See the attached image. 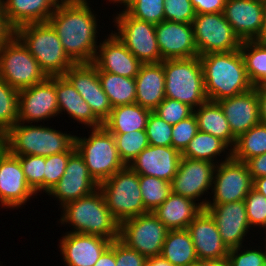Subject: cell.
<instances>
[{"instance_id":"obj_1","label":"cell","mask_w":266,"mask_h":266,"mask_svg":"<svg viewBox=\"0 0 266 266\" xmlns=\"http://www.w3.org/2000/svg\"><path fill=\"white\" fill-rule=\"evenodd\" d=\"M90 0H61L48 22L68 57L75 63H93L100 39L98 15ZM93 10V11H92ZM98 41V42H97Z\"/></svg>"},{"instance_id":"obj_2","label":"cell","mask_w":266,"mask_h":266,"mask_svg":"<svg viewBox=\"0 0 266 266\" xmlns=\"http://www.w3.org/2000/svg\"><path fill=\"white\" fill-rule=\"evenodd\" d=\"M199 58L209 101L218 102L254 87L248 79L240 49L232 52L208 53Z\"/></svg>"},{"instance_id":"obj_3","label":"cell","mask_w":266,"mask_h":266,"mask_svg":"<svg viewBox=\"0 0 266 266\" xmlns=\"http://www.w3.org/2000/svg\"><path fill=\"white\" fill-rule=\"evenodd\" d=\"M61 208L58 222L72 227L68 232L96 235L111 241L119 239L120 223L109 211L99 188Z\"/></svg>"},{"instance_id":"obj_4","label":"cell","mask_w":266,"mask_h":266,"mask_svg":"<svg viewBox=\"0 0 266 266\" xmlns=\"http://www.w3.org/2000/svg\"><path fill=\"white\" fill-rule=\"evenodd\" d=\"M42 124L17 122L6 132V149L16 156L42 157L76 151L74 133Z\"/></svg>"},{"instance_id":"obj_5","label":"cell","mask_w":266,"mask_h":266,"mask_svg":"<svg viewBox=\"0 0 266 266\" xmlns=\"http://www.w3.org/2000/svg\"><path fill=\"white\" fill-rule=\"evenodd\" d=\"M13 33L26 46L48 77L64 75L75 64L65 53L55 29L49 22L26 24Z\"/></svg>"},{"instance_id":"obj_6","label":"cell","mask_w":266,"mask_h":266,"mask_svg":"<svg viewBox=\"0 0 266 266\" xmlns=\"http://www.w3.org/2000/svg\"><path fill=\"white\" fill-rule=\"evenodd\" d=\"M163 66L166 98L178 100L194 110L208 100L199 56L165 59Z\"/></svg>"},{"instance_id":"obj_7","label":"cell","mask_w":266,"mask_h":266,"mask_svg":"<svg viewBox=\"0 0 266 266\" xmlns=\"http://www.w3.org/2000/svg\"><path fill=\"white\" fill-rule=\"evenodd\" d=\"M89 131L88 138L75 135V148L90 175L100 184L126 165L120 159L113 134L103 126Z\"/></svg>"},{"instance_id":"obj_8","label":"cell","mask_w":266,"mask_h":266,"mask_svg":"<svg viewBox=\"0 0 266 266\" xmlns=\"http://www.w3.org/2000/svg\"><path fill=\"white\" fill-rule=\"evenodd\" d=\"M106 206L119 222L148 213L144 207L139 175L129 166L99 184Z\"/></svg>"},{"instance_id":"obj_9","label":"cell","mask_w":266,"mask_h":266,"mask_svg":"<svg viewBox=\"0 0 266 266\" xmlns=\"http://www.w3.org/2000/svg\"><path fill=\"white\" fill-rule=\"evenodd\" d=\"M0 78L20 91L44 82L48 76L13 33L0 48Z\"/></svg>"},{"instance_id":"obj_10","label":"cell","mask_w":266,"mask_h":266,"mask_svg":"<svg viewBox=\"0 0 266 266\" xmlns=\"http://www.w3.org/2000/svg\"><path fill=\"white\" fill-rule=\"evenodd\" d=\"M116 13L112 23L117 30L112 32L129 51L142 64L162 62L155 33L156 25L132 17L124 9Z\"/></svg>"},{"instance_id":"obj_11","label":"cell","mask_w":266,"mask_h":266,"mask_svg":"<svg viewBox=\"0 0 266 266\" xmlns=\"http://www.w3.org/2000/svg\"><path fill=\"white\" fill-rule=\"evenodd\" d=\"M169 229L148 212L120 223L119 240L147 259L160 256Z\"/></svg>"},{"instance_id":"obj_12","label":"cell","mask_w":266,"mask_h":266,"mask_svg":"<svg viewBox=\"0 0 266 266\" xmlns=\"http://www.w3.org/2000/svg\"><path fill=\"white\" fill-rule=\"evenodd\" d=\"M192 26L199 56L240 49L242 41L234 33L223 12L196 14Z\"/></svg>"},{"instance_id":"obj_13","label":"cell","mask_w":266,"mask_h":266,"mask_svg":"<svg viewBox=\"0 0 266 266\" xmlns=\"http://www.w3.org/2000/svg\"><path fill=\"white\" fill-rule=\"evenodd\" d=\"M253 188V179L245 162L230 158L216 165L207 204L244 200ZM212 200V201H211Z\"/></svg>"},{"instance_id":"obj_14","label":"cell","mask_w":266,"mask_h":266,"mask_svg":"<svg viewBox=\"0 0 266 266\" xmlns=\"http://www.w3.org/2000/svg\"><path fill=\"white\" fill-rule=\"evenodd\" d=\"M215 167L216 164L207 160L181 157L177 173L170 182L171 192L189 198L205 209L208 197L203 198V195L210 194Z\"/></svg>"},{"instance_id":"obj_15","label":"cell","mask_w":266,"mask_h":266,"mask_svg":"<svg viewBox=\"0 0 266 266\" xmlns=\"http://www.w3.org/2000/svg\"><path fill=\"white\" fill-rule=\"evenodd\" d=\"M58 116L56 76L19 91L18 122L44 123Z\"/></svg>"},{"instance_id":"obj_16","label":"cell","mask_w":266,"mask_h":266,"mask_svg":"<svg viewBox=\"0 0 266 266\" xmlns=\"http://www.w3.org/2000/svg\"><path fill=\"white\" fill-rule=\"evenodd\" d=\"M99 188V184L90 175L83 157L77 150L69 157L65 173L58 183L46 194L55 199L58 209L65 204L85 197Z\"/></svg>"},{"instance_id":"obj_17","label":"cell","mask_w":266,"mask_h":266,"mask_svg":"<svg viewBox=\"0 0 266 266\" xmlns=\"http://www.w3.org/2000/svg\"><path fill=\"white\" fill-rule=\"evenodd\" d=\"M34 196L37 194L28 185L18 156L6 149L0 155V207L19 209Z\"/></svg>"},{"instance_id":"obj_18","label":"cell","mask_w":266,"mask_h":266,"mask_svg":"<svg viewBox=\"0 0 266 266\" xmlns=\"http://www.w3.org/2000/svg\"><path fill=\"white\" fill-rule=\"evenodd\" d=\"M77 92L89 104L94 115L103 123L113 109L102 89L97 67L93 63H78L64 74Z\"/></svg>"},{"instance_id":"obj_19","label":"cell","mask_w":266,"mask_h":266,"mask_svg":"<svg viewBox=\"0 0 266 266\" xmlns=\"http://www.w3.org/2000/svg\"><path fill=\"white\" fill-rule=\"evenodd\" d=\"M205 209L215 220L222 242L228 249L242 246L249 239L250 230L255 231L249 225L244 200L207 204Z\"/></svg>"},{"instance_id":"obj_20","label":"cell","mask_w":266,"mask_h":266,"mask_svg":"<svg viewBox=\"0 0 266 266\" xmlns=\"http://www.w3.org/2000/svg\"><path fill=\"white\" fill-rule=\"evenodd\" d=\"M223 15L241 41H261L263 0H226Z\"/></svg>"},{"instance_id":"obj_21","label":"cell","mask_w":266,"mask_h":266,"mask_svg":"<svg viewBox=\"0 0 266 266\" xmlns=\"http://www.w3.org/2000/svg\"><path fill=\"white\" fill-rule=\"evenodd\" d=\"M100 42L93 64L98 71L135 78L142 63L112 31Z\"/></svg>"},{"instance_id":"obj_22","label":"cell","mask_w":266,"mask_h":266,"mask_svg":"<svg viewBox=\"0 0 266 266\" xmlns=\"http://www.w3.org/2000/svg\"><path fill=\"white\" fill-rule=\"evenodd\" d=\"M59 239L60 254L65 266H94L111 240L89 234L65 232Z\"/></svg>"},{"instance_id":"obj_23","label":"cell","mask_w":266,"mask_h":266,"mask_svg":"<svg viewBox=\"0 0 266 266\" xmlns=\"http://www.w3.org/2000/svg\"><path fill=\"white\" fill-rule=\"evenodd\" d=\"M155 33L163 60L199 56L192 23L164 20L155 26Z\"/></svg>"},{"instance_id":"obj_24","label":"cell","mask_w":266,"mask_h":266,"mask_svg":"<svg viewBox=\"0 0 266 266\" xmlns=\"http://www.w3.org/2000/svg\"><path fill=\"white\" fill-rule=\"evenodd\" d=\"M198 260L212 261L228 257L229 249L222 242L219 229L210 213L203 209L187 228Z\"/></svg>"},{"instance_id":"obj_25","label":"cell","mask_w":266,"mask_h":266,"mask_svg":"<svg viewBox=\"0 0 266 266\" xmlns=\"http://www.w3.org/2000/svg\"><path fill=\"white\" fill-rule=\"evenodd\" d=\"M181 153L172 146H147L128 166L138 175L171 182L177 173Z\"/></svg>"},{"instance_id":"obj_26","label":"cell","mask_w":266,"mask_h":266,"mask_svg":"<svg viewBox=\"0 0 266 266\" xmlns=\"http://www.w3.org/2000/svg\"><path fill=\"white\" fill-rule=\"evenodd\" d=\"M232 134L237 138L260 123L259 99L256 86L250 90L217 102Z\"/></svg>"},{"instance_id":"obj_27","label":"cell","mask_w":266,"mask_h":266,"mask_svg":"<svg viewBox=\"0 0 266 266\" xmlns=\"http://www.w3.org/2000/svg\"><path fill=\"white\" fill-rule=\"evenodd\" d=\"M56 96L60 114L73 119L85 128H99L103 123L94 115L89 104L77 92L71 82L64 76H56Z\"/></svg>"},{"instance_id":"obj_28","label":"cell","mask_w":266,"mask_h":266,"mask_svg":"<svg viewBox=\"0 0 266 266\" xmlns=\"http://www.w3.org/2000/svg\"><path fill=\"white\" fill-rule=\"evenodd\" d=\"M61 0H3L4 18L12 31L32 23L48 22Z\"/></svg>"},{"instance_id":"obj_29","label":"cell","mask_w":266,"mask_h":266,"mask_svg":"<svg viewBox=\"0 0 266 266\" xmlns=\"http://www.w3.org/2000/svg\"><path fill=\"white\" fill-rule=\"evenodd\" d=\"M135 83V103L153 111L165 99L163 61L142 64L139 73L135 76Z\"/></svg>"},{"instance_id":"obj_30","label":"cell","mask_w":266,"mask_h":266,"mask_svg":"<svg viewBox=\"0 0 266 266\" xmlns=\"http://www.w3.org/2000/svg\"><path fill=\"white\" fill-rule=\"evenodd\" d=\"M203 210L193 200L170 193L168 198L152 213L169 229H187L190 222Z\"/></svg>"},{"instance_id":"obj_31","label":"cell","mask_w":266,"mask_h":266,"mask_svg":"<svg viewBox=\"0 0 266 266\" xmlns=\"http://www.w3.org/2000/svg\"><path fill=\"white\" fill-rule=\"evenodd\" d=\"M194 115L199 131L220 138L231 149L234 147L236 137L232 134L229 123L217 102L207 100L194 110Z\"/></svg>"},{"instance_id":"obj_32","label":"cell","mask_w":266,"mask_h":266,"mask_svg":"<svg viewBox=\"0 0 266 266\" xmlns=\"http://www.w3.org/2000/svg\"><path fill=\"white\" fill-rule=\"evenodd\" d=\"M181 157L207 160L217 165L232 157V149L220 138L198 131L181 153Z\"/></svg>"},{"instance_id":"obj_33","label":"cell","mask_w":266,"mask_h":266,"mask_svg":"<svg viewBox=\"0 0 266 266\" xmlns=\"http://www.w3.org/2000/svg\"><path fill=\"white\" fill-rule=\"evenodd\" d=\"M151 110L134 103L113 107L103 127L110 133L145 130Z\"/></svg>"},{"instance_id":"obj_34","label":"cell","mask_w":266,"mask_h":266,"mask_svg":"<svg viewBox=\"0 0 266 266\" xmlns=\"http://www.w3.org/2000/svg\"><path fill=\"white\" fill-rule=\"evenodd\" d=\"M161 256L174 266H190L196 262L198 257L189 231L169 230Z\"/></svg>"},{"instance_id":"obj_35","label":"cell","mask_w":266,"mask_h":266,"mask_svg":"<svg viewBox=\"0 0 266 266\" xmlns=\"http://www.w3.org/2000/svg\"><path fill=\"white\" fill-rule=\"evenodd\" d=\"M98 76L102 89L108 96L112 107L135 103V78H128L104 71H98Z\"/></svg>"},{"instance_id":"obj_36","label":"cell","mask_w":266,"mask_h":266,"mask_svg":"<svg viewBox=\"0 0 266 266\" xmlns=\"http://www.w3.org/2000/svg\"><path fill=\"white\" fill-rule=\"evenodd\" d=\"M240 52L250 83L254 87L266 84V42L259 40L242 41Z\"/></svg>"},{"instance_id":"obj_37","label":"cell","mask_w":266,"mask_h":266,"mask_svg":"<svg viewBox=\"0 0 266 266\" xmlns=\"http://www.w3.org/2000/svg\"><path fill=\"white\" fill-rule=\"evenodd\" d=\"M266 153V124L259 123L236 138L232 158L246 162L248 159Z\"/></svg>"},{"instance_id":"obj_38","label":"cell","mask_w":266,"mask_h":266,"mask_svg":"<svg viewBox=\"0 0 266 266\" xmlns=\"http://www.w3.org/2000/svg\"><path fill=\"white\" fill-rule=\"evenodd\" d=\"M139 184L144 207L148 212H153L171 193V183L156 177L139 175Z\"/></svg>"},{"instance_id":"obj_39","label":"cell","mask_w":266,"mask_h":266,"mask_svg":"<svg viewBox=\"0 0 266 266\" xmlns=\"http://www.w3.org/2000/svg\"><path fill=\"white\" fill-rule=\"evenodd\" d=\"M111 134L114 136L120 159L127 166L149 146L145 130Z\"/></svg>"},{"instance_id":"obj_40","label":"cell","mask_w":266,"mask_h":266,"mask_svg":"<svg viewBox=\"0 0 266 266\" xmlns=\"http://www.w3.org/2000/svg\"><path fill=\"white\" fill-rule=\"evenodd\" d=\"M19 91L0 78V129L7 132L18 122Z\"/></svg>"},{"instance_id":"obj_41","label":"cell","mask_w":266,"mask_h":266,"mask_svg":"<svg viewBox=\"0 0 266 266\" xmlns=\"http://www.w3.org/2000/svg\"><path fill=\"white\" fill-rule=\"evenodd\" d=\"M125 11L132 17L154 25L165 20L164 0H133Z\"/></svg>"},{"instance_id":"obj_42","label":"cell","mask_w":266,"mask_h":266,"mask_svg":"<svg viewBox=\"0 0 266 266\" xmlns=\"http://www.w3.org/2000/svg\"><path fill=\"white\" fill-rule=\"evenodd\" d=\"M28 185L38 195H44V169L46 158L42 156H18Z\"/></svg>"},{"instance_id":"obj_43","label":"cell","mask_w":266,"mask_h":266,"mask_svg":"<svg viewBox=\"0 0 266 266\" xmlns=\"http://www.w3.org/2000/svg\"><path fill=\"white\" fill-rule=\"evenodd\" d=\"M244 247V248H243ZM254 247V248H253ZM245 247L242 245L237 248L229 249L228 261L230 266H265L266 265V249L258 246ZM246 248V249H245Z\"/></svg>"},{"instance_id":"obj_44","label":"cell","mask_w":266,"mask_h":266,"mask_svg":"<svg viewBox=\"0 0 266 266\" xmlns=\"http://www.w3.org/2000/svg\"><path fill=\"white\" fill-rule=\"evenodd\" d=\"M244 202L251 229L259 227L266 231V197L252 188Z\"/></svg>"},{"instance_id":"obj_45","label":"cell","mask_w":266,"mask_h":266,"mask_svg":"<svg viewBox=\"0 0 266 266\" xmlns=\"http://www.w3.org/2000/svg\"><path fill=\"white\" fill-rule=\"evenodd\" d=\"M145 131L149 145L172 146V125L168 124L153 111L149 114Z\"/></svg>"},{"instance_id":"obj_46","label":"cell","mask_w":266,"mask_h":266,"mask_svg":"<svg viewBox=\"0 0 266 266\" xmlns=\"http://www.w3.org/2000/svg\"><path fill=\"white\" fill-rule=\"evenodd\" d=\"M74 152H61L49 155L46 158L44 169V193L47 194L61 179L65 173V169L69 157Z\"/></svg>"},{"instance_id":"obj_47","label":"cell","mask_w":266,"mask_h":266,"mask_svg":"<svg viewBox=\"0 0 266 266\" xmlns=\"http://www.w3.org/2000/svg\"><path fill=\"white\" fill-rule=\"evenodd\" d=\"M153 112L173 126L193 115L194 109L178 100L165 97Z\"/></svg>"},{"instance_id":"obj_48","label":"cell","mask_w":266,"mask_h":266,"mask_svg":"<svg viewBox=\"0 0 266 266\" xmlns=\"http://www.w3.org/2000/svg\"><path fill=\"white\" fill-rule=\"evenodd\" d=\"M196 116L193 114L172 126V147L182 153L198 132Z\"/></svg>"},{"instance_id":"obj_49","label":"cell","mask_w":266,"mask_h":266,"mask_svg":"<svg viewBox=\"0 0 266 266\" xmlns=\"http://www.w3.org/2000/svg\"><path fill=\"white\" fill-rule=\"evenodd\" d=\"M195 15L191 0H164L165 20L192 23Z\"/></svg>"},{"instance_id":"obj_50","label":"cell","mask_w":266,"mask_h":266,"mask_svg":"<svg viewBox=\"0 0 266 266\" xmlns=\"http://www.w3.org/2000/svg\"><path fill=\"white\" fill-rule=\"evenodd\" d=\"M110 247L115 252L116 266H145L147 263L145 256L127 247L119 239L112 241Z\"/></svg>"},{"instance_id":"obj_51","label":"cell","mask_w":266,"mask_h":266,"mask_svg":"<svg viewBox=\"0 0 266 266\" xmlns=\"http://www.w3.org/2000/svg\"><path fill=\"white\" fill-rule=\"evenodd\" d=\"M226 0H191L195 14L221 13Z\"/></svg>"},{"instance_id":"obj_52","label":"cell","mask_w":266,"mask_h":266,"mask_svg":"<svg viewBox=\"0 0 266 266\" xmlns=\"http://www.w3.org/2000/svg\"><path fill=\"white\" fill-rule=\"evenodd\" d=\"M245 163L252 179L266 176V153L252 157Z\"/></svg>"},{"instance_id":"obj_53","label":"cell","mask_w":266,"mask_h":266,"mask_svg":"<svg viewBox=\"0 0 266 266\" xmlns=\"http://www.w3.org/2000/svg\"><path fill=\"white\" fill-rule=\"evenodd\" d=\"M13 34L4 18L3 0H0V48L5 41Z\"/></svg>"},{"instance_id":"obj_54","label":"cell","mask_w":266,"mask_h":266,"mask_svg":"<svg viewBox=\"0 0 266 266\" xmlns=\"http://www.w3.org/2000/svg\"><path fill=\"white\" fill-rule=\"evenodd\" d=\"M256 91L259 99L260 123L266 124V86L258 85Z\"/></svg>"},{"instance_id":"obj_55","label":"cell","mask_w":266,"mask_h":266,"mask_svg":"<svg viewBox=\"0 0 266 266\" xmlns=\"http://www.w3.org/2000/svg\"><path fill=\"white\" fill-rule=\"evenodd\" d=\"M94 266H116L114 250L109 246L97 260Z\"/></svg>"},{"instance_id":"obj_56","label":"cell","mask_w":266,"mask_h":266,"mask_svg":"<svg viewBox=\"0 0 266 266\" xmlns=\"http://www.w3.org/2000/svg\"><path fill=\"white\" fill-rule=\"evenodd\" d=\"M253 188L266 197V176L253 179Z\"/></svg>"},{"instance_id":"obj_57","label":"cell","mask_w":266,"mask_h":266,"mask_svg":"<svg viewBox=\"0 0 266 266\" xmlns=\"http://www.w3.org/2000/svg\"><path fill=\"white\" fill-rule=\"evenodd\" d=\"M149 266H174L167 259L160 256L150 257L147 260Z\"/></svg>"},{"instance_id":"obj_58","label":"cell","mask_w":266,"mask_h":266,"mask_svg":"<svg viewBox=\"0 0 266 266\" xmlns=\"http://www.w3.org/2000/svg\"><path fill=\"white\" fill-rule=\"evenodd\" d=\"M106 1V0H105ZM133 0H108V3H113V5L114 4H116L117 5V7H120V8H122L121 10H123V8H124V10L126 9V7L132 2ZM119 4V5H118ZM122 7H121V6Z\"/></svg>"},{"instance_id":"obj_59","label":"cell","mask_w":266,"mask_h":266,"mask_svg":"<svg viewBox=\"0 0 266 266\" xmlns=\"http://www.w3.org/2000/svg\"><path fill=\"white\" fill-rule=\"evenodd\" d=\"M208 266H230L228 258L208 261Z\"/></svg>"},{"instance_id":"obj_60","label":"cell","mask_w":266,"mask_h":266,"mask_svg":"<svg viewBox=\"0 0 266 266\" xmlns=\"http://www.w3.org/2000/svg\"><path fill=\"white\" fill-rule=\"evenodd\" d=\"M6 150V132L0 129V155Z\"/></svg>"},{"instance_id":"obj_61","label":"cell","mask_w":266,"mask_h":266,"mask_svg":"<svg viewBox=\"0 0 266 266\" xmlns=\"http://www.w3.org/2000/svg\"><path fill=\"white\" fill-rule=\"evenodd\" d=\"M261 41L266 42V1H264V15H263V28L261 33Z\"/></svg>"},{"instance_id":"obj_62","label":"cell","mask_w":266,"mask_h":266,"mask_svg":"<svg viewBox=\"0 0 266 266\" xmlns=\"http://www.w3.org/2000/svg\"><path fill=\"white\" fill-rule=\"evenodd\" d=\"M190 266H208V261H204V260H197L196 262H194L192 265Z\"/></svg>"},{"instance_id":"obj_63","label":"cell","mask_w":266,"mask_h":266,"mask_svg":"<svg viewBox=\"0 0 266 266\" xmlns=\"http://www.w3.org/2000/svg\"><path fill=\"white\" fill-rule=\"evenodd\" d=\"M264 234H266V231L264 232ZM266 237V236H265ZM264 237V244H263V246H265V249H266V238Z\"/></svg>"}]
</instances>
